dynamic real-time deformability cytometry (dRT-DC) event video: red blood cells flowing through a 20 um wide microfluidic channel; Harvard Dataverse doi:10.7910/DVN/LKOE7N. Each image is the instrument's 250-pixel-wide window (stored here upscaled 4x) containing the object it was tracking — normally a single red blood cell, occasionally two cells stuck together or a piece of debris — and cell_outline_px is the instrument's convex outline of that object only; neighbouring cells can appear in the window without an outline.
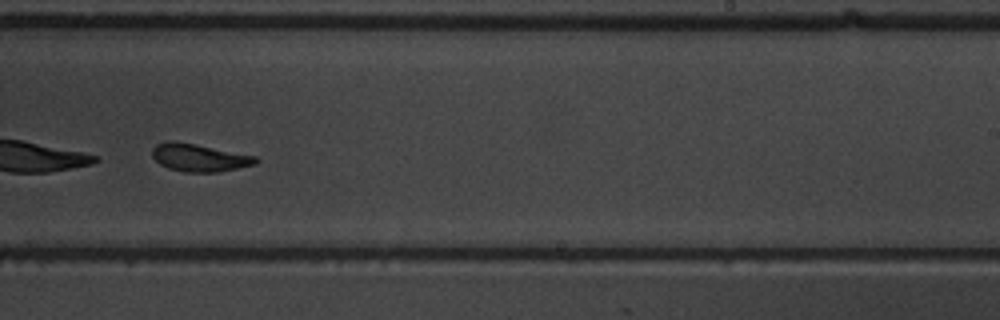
{"species": "common noctule bat (a hibernating species)", "species_latin": "Nyctalus noctula", "temperature_condition": "warm", "stored_images_in_passage": 33, "camera_frame_rate_fps": 3000, "um_per_image_px": 0.085, "animal": {"sex": "male", "body_mass_g": 19.5, "forearm_length_mm": 54.6}, "frame": {"image": 1, "passage_image": 19, "time_ms": 6.0, "image_size_px": [1000, 320], "cell_outline_px": [[260, 160], [256, 164], [220, 172], [184, 172], [168, 168], [160, 164], [152, 156], [152, 148], [156, 144], [168, 140], [172, 140], [196, 144], [256, 156]], "centroid_in_image_um": [16.93, 13.4], "position_along_channel_um": 272.1, "area_um2": 16.82}, "authors_computed_cell_mechanics": {"area_um2": 16.762, "velocity_mm_per_s": 3.6624, "shape_relaxation_time_tau1_ms": 5.8189, "shape_relaxation_time_tau2_ms": 2.5338, "deformation_change_tau1": 0.211, "deformation_change_tau2": 0.1132}}